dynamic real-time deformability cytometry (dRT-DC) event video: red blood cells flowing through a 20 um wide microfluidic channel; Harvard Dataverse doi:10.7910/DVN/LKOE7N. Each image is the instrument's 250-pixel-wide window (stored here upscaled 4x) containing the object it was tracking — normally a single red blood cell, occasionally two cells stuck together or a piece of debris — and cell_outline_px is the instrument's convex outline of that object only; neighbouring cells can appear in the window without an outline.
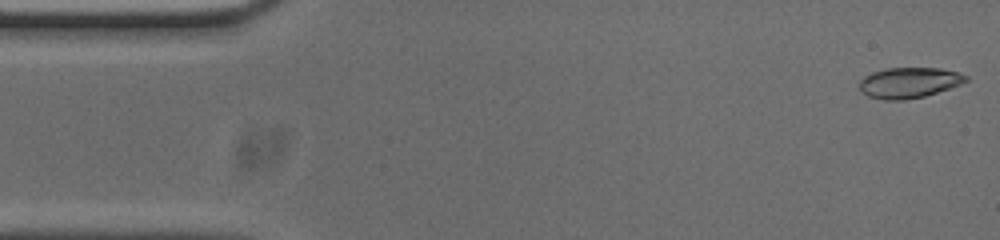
{"species": "common noctule bat (a hibernating species)", "species_latin": "Nyctalus noctula", "temperature_condition": "cold", "stored_images_in_passage": 53, "camera_frame_rate_fps": 3000, "um_per_image_px": 0.085, "animal": {"sex": "male", "body_mass_g": 20.0, "forearm_length_mm": 53.3}, "frame": {"image": 1, "passage_image": 1, "time_ms": 0.0, "image_size_px": [1000, 240], "cell_outline_px": [[968, 80], [960, 84], [924, 96], [904, 100], [884, 100], [868, 96], [860, 88], [860, 80], [864, 76], [872, 72], [888, 68], [940, 68], [956, 72], [968, 76]], "centroid_in_image_um": [77.25, 7.02], "position_along_channel_um": 7.7, "area_um2": 18.73}}
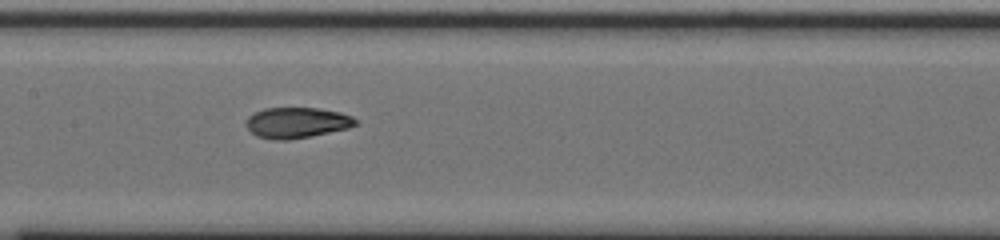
{"frame": {"image": 2, "passage_image": 24, "time_ms": 7.667, "image_size_px": [1000, 240], "cell_outline_px": [[356, 124], [348, 128], [288, 140], [272, 140], [256, 136], [244, 124], [248, 116], [264, 108], [316, 108], [340, 112], [352, 116], [356, 120]], "centroid_in_image_um": [25.18, 10.42], "position_along_channel_um": 182.2, "area_um2": 19.42}}
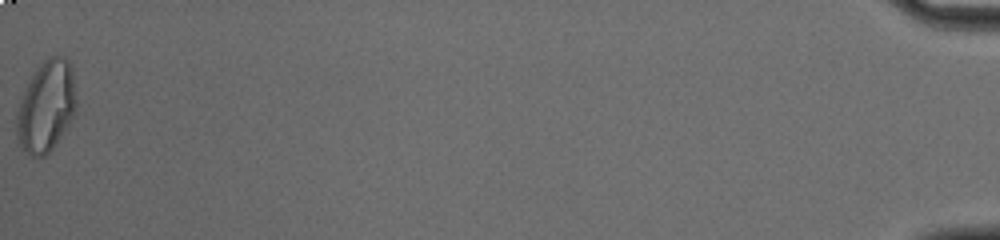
{"frame": {"image": 3, "passage_image": 53, "time_ms": 17.333, "image_size_px": [1000, 240], "cell_outline_px": [[76, 104], [72, 116], [68, 124], [52, 148], [44, 156], [32, 156], [24, 152], [20, 148], [16, 136], [16, 116], [20, 100], [32, 72], [44, 60], [52, 56], [64, 56], [68, 60], [72, 68], [76, 100]], "centroid_in_image_um": [3.89, 9.03], "position_along_channel_um": 431.3, "area_um2": 31.56}, "authors_computed_cell_mechanics": {"area_um2": 19.8832, "velocity_mm_per_s": 3.7486, "shape_relaxation_time_tau1_ms": 3.8622, "shape_relaxation_time_tau2_ms": 2.3149, "deformation_change_tau1": 0.1804, "deformation_change_tau2": 0.0796}}